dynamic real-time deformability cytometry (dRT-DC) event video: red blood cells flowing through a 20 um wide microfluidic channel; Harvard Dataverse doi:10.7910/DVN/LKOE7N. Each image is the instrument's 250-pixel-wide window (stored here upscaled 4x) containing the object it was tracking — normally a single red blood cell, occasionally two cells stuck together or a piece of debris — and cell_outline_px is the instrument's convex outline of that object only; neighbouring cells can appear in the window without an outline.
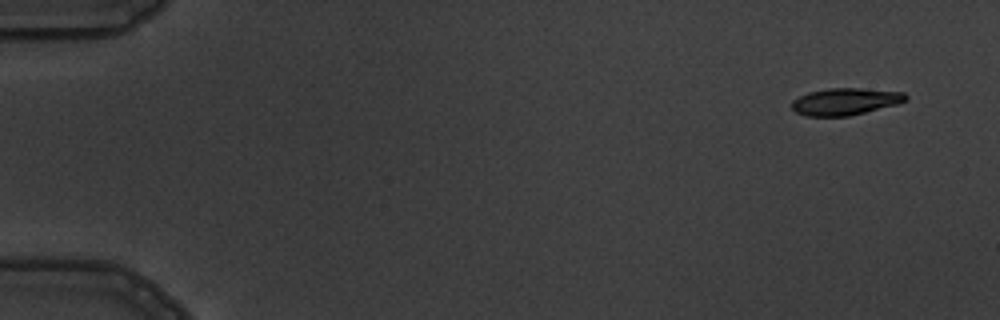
{"species": "common noctule bat (a hibernating species)", "species_latin": "Nyctalus noctula", "temperature_condition": "warm", "stored_images_in_passage": 4, "camera_frame_rate_fps": 3000, "um_per_image_px": 0.085, "animal": {"sex": "male", "body_mass_g": 19.5, "forearm_length_mm": 54.6}, "frame": {"image": 1, "passage_image": 1, "time_ms": 0.0, "image_size_px": [1000, 320], "cell_outline_px": [[908, 100], [896, 104], [848, 116], [804, 116], [796, 112], [792, 108], [792, 100], [808, 92], [828, 88], [860, 88], [904, 92], [908, 96]], "centroid_in_image_um": [71.83, 8.62], "position_along_channel_um": 13.2, "area_um2": 17.86}}